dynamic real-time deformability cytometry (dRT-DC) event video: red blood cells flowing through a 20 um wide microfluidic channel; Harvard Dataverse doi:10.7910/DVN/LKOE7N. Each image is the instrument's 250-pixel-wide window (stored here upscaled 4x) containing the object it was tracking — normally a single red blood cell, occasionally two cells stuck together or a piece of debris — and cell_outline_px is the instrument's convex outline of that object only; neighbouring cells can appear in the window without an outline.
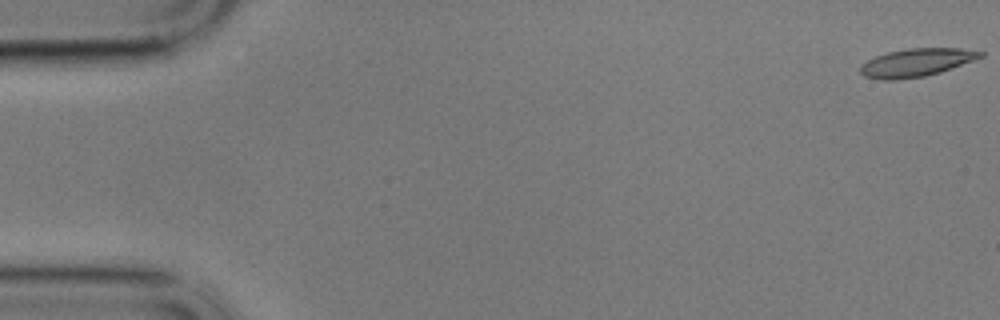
{"species": "common noctule bat (a hibernating species)", "species_latin": "Nyctalus noctula", "temperature_condition": "cold", "stored_images_in_passage": 49, "camera_frame_rate_fps": 3000, "um_per_image_px": 0.085, "animal": {"sex": "male", "body_mass_g": 17.9}, "frame": {"image": 1, "passage_image": 1, "time_ms": 0.0, "image_size_px": [1000, 320], "cell_outline_px": [[984, 56], [940, 72], [924, 76], [896, 80], [884, 80], [864, 76], [860, 72], [860, 64], [876, 56], [888, 52], [908, 48], [960, 48], [984, 52]], "centroid_in_image_um": [77.87, 5.31], "position_along_channel_um": 7.1, "area_um2": 19.48}}
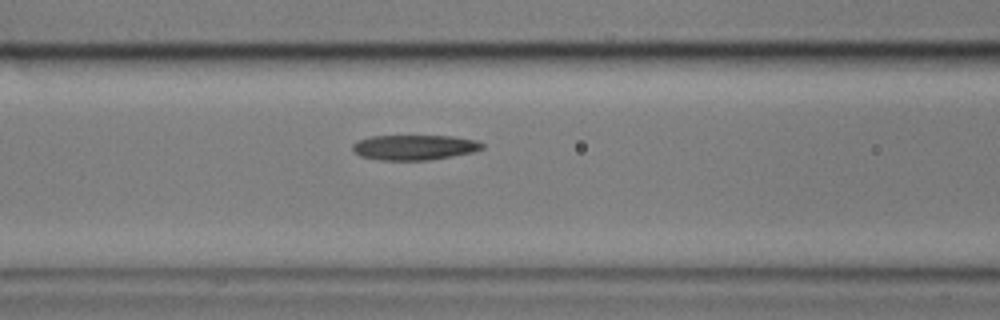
{"frame": {"image": 2, "passage_image": 24, "time_ms": 7.667, "image_size_px": [1000, 320], "cell_outline_px": [[484, 148], [476, 152], [428, 160], [380, 160], [360, 156], [352, 152], [352, 144], [360, 140], [372, 136], [452, 136], [476, 140], [484, 144]], "centroid_in_image_um": [35.24, 12.53], "position_along_channel_um": 131.4, "area_um2": 19.07}}
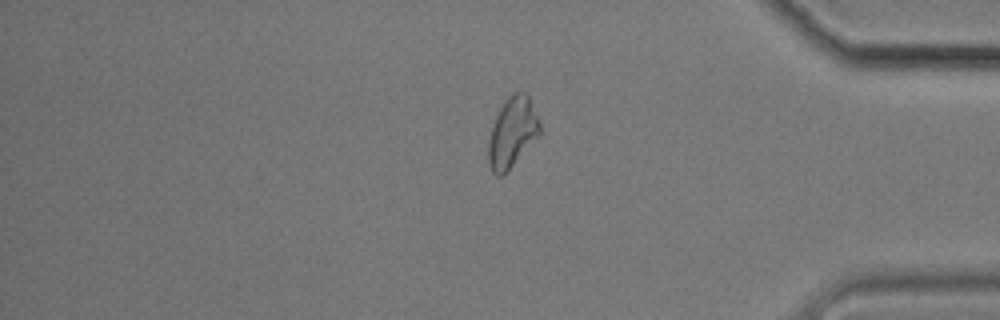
{"frame": {"image": 3, "passage_image": 49, "time_ms": 16.0, "image_size_px": [1000, 320], "cell_outline_px": [[540, 132], [504, 176], [496, 176], [492, 172], [488, 160], [488, 144], [492, 128], [496, 116], [504, 100], [512, 92], [524, 92], [528, 96], [540, 124]], "centroid_in_image_um": [43.51, 11.27], "position_along_channel_um": 391.7, "area_um2": 20.58}, "authors_computed_cell_mechanics": {"area_um2": 19.5942, "velocity_mm_per_s": 3.4155, "shape_relaxation_time_tau1_ms": null, "shape_relaxation_time_tau2_ms": 10.2723, "deformation_change_tau1": null, "deformation_change_tau2": 0.1861}}